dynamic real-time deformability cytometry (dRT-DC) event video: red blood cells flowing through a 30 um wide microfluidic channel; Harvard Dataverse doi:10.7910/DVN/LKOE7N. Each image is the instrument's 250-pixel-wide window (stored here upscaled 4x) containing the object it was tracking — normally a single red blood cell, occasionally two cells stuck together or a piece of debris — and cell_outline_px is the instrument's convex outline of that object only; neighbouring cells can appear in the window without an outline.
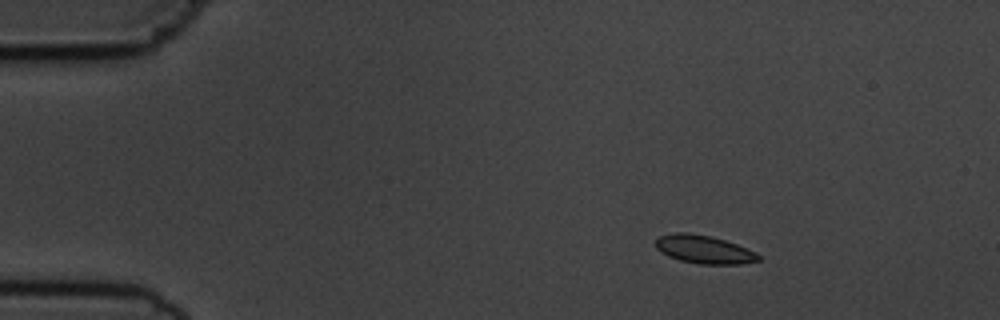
{"species": "common noctule bat (a hibernating species)", "species_latin": "Nyctalus noctula", "temperature_condition": "cold", "stored_images_in_passage": 6, "camera_frame_rate_fps": 3000, "um_per_image_px": 0.085, "animal": {"sex": "male", "body_mass_g": 19.5, "forearm_length_mm": 54.6}, "frame": {"image": 1, "passage_image": 3, "time_ms": 2.333, "image_size_px": [1000, 320], "cell_outline_px": [[760, 260], [740, 264], [700, 264], [680, 260], [668, 256], [660, 252], [656, 248], [656, 240], [660, 236], [676, 232], [688, 232], [712, 236], [736, 244], [756, 252], [760, 256]], "centroid_in_image_um": [59.83, 21.2], "position_along_channel_um": 25.2, "area_um2": 16.88}}